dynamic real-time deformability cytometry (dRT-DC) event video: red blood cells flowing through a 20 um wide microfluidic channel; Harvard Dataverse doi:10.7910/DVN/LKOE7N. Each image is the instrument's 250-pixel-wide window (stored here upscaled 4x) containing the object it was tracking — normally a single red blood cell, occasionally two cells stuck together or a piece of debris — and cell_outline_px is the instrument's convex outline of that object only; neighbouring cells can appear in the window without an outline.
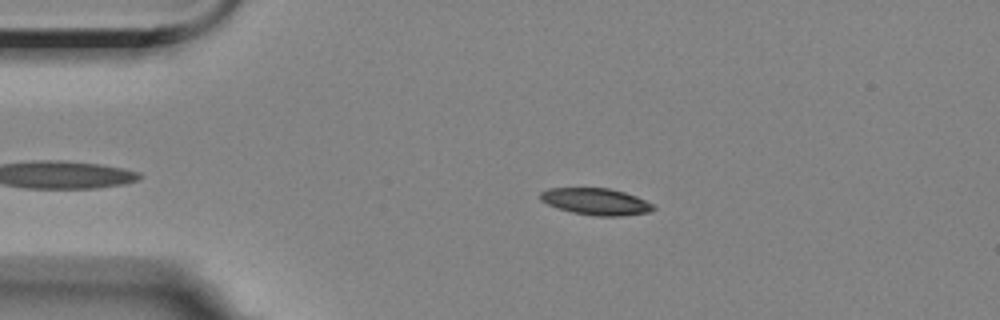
{"species": "Egyptian fruit bat (a non-hibernating species)", "species_latin": "Rousettus aegyptiacus", "temperature_condition": "room temperature", "stored_images_in_passage": 49, "camera_frame_rate_fps": 3000, "um_per_image_px": 0.085, "animal": {"sex": "female"}, "frame": {"image": 1, "passage_image": 10, "time_ms": 3.0, "image_size_px": [1000, 320], "cell_outline_px": [[656, 208], [652, 212], [620, 216], [596, 216], [572, 212], [556, 208], [540, 200], [540, 192], [548, 188], [608, 188], [624, 192], [636, 196], [652, 204]], "centroid_in_image_um": [50.65, 17.14], "position_along_channel_um": 34.4, "area_um2": 17.63}}
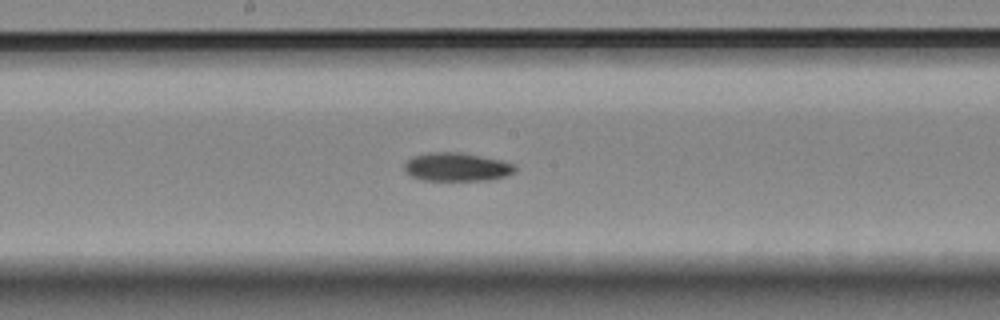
{"frame": {"image": 2, "passage_image": 28, "time_ms": 9.0, "image_size_px": [1000, 320], "cell_outline_px": [[516, 172], [508, 176], [492, 180], [424, 180], [412, 176], [404, 168], [404, 164], [412, 156], [428, 152], [460, 152], [500, 160], [516, 164]], "centroid_in_image_um": [38.88, 14.19], "position_along_channel_um": 209.3, "area_um2": 18.44}}
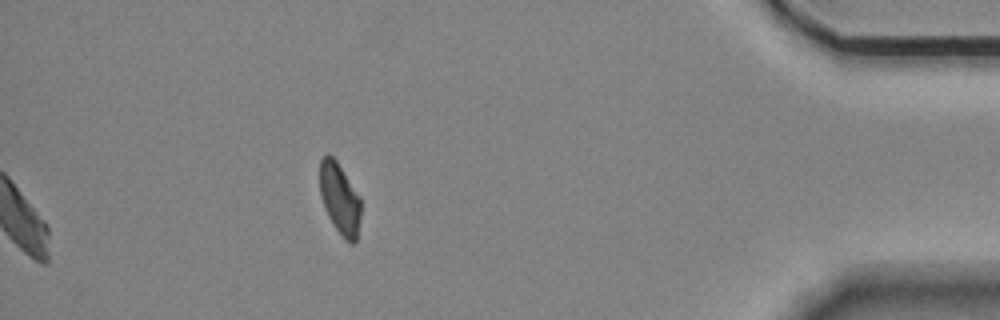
{"frame": {"image": 3, "passage_image": 49, "time_ms": 16.0, "image_size_px": [1000, 320], "cell_outline_px": [[360, 216], [356, 244], [352, 244], [344, 240], [332, 224], [324, 208], [320, 196], [320, 160], [328, 152], [336, 160], [360, 196]], "centroid_in_image_um": [28.87, 16.92], "position_along_channel_um": 406.3, "area_um2": 17.22}, "authors_computed_cell_mechanics": {"area_um2": 18.3226, "velocity_mm_per_s": 3.5149, "shape_relaxation_time_tau1_ms": 4.7197, "shape_relaxation_time_tau2_ms": null, "deformation_change_tau1": 0.1248, "deformation_change_tau2": null}}